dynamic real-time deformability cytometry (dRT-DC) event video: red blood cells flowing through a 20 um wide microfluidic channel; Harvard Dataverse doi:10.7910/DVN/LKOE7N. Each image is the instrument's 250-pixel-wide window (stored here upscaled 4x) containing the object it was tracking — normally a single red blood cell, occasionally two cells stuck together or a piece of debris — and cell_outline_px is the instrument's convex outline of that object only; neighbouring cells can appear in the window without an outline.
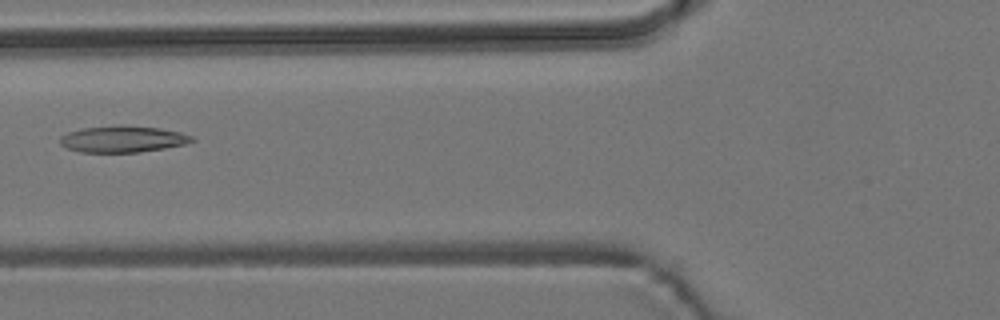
{"species": "common noctule bat (a hibernating species)", "species_latin": "Nyctalus noctula", "temperature_condition": "room temperature", "stored_images_in_passage": 5, "camera_frame_rate_fps": 3000, "um_per_image_px": 0.085, "animal": {"sex": "male", "body_mass_g": 19.2, "forearm_length_mm": 51.8}, "frame": {"image": 1, "passage_image": 4, "time_ms": 3.333, "image_size_px": [1000, 320], "cell_outline_px": [[196, 140], [184, 144], [164, 148], [140, 152], [80, 152], [68, 148], [60, 144], [60, 136], [68, 132], [84, 128], [120, 124], [160, 128], [180, 132], [192, 136]], "centroid_in_image_um": [10.43, 11.81], "position_along_channel_um": 115.4, "area_um2": 20.4}}
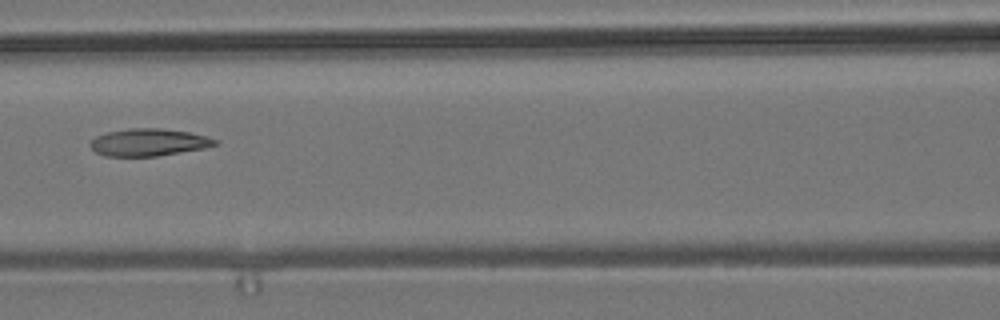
{"frame": {"image": 2, "passage_image": 5, "time_ms": 4.333, "image_size_px": [1000, 320], "cell_outline_px": [[220, 144], [204, 148], [156, 156], [104, 156], [96, 152], [88, 144], [96, 136], [108, 132], [128, 128], [160, 128], [188, 132], [220, 140]], "centroid_in_image_um": [12.64, 12.09], "position_along_channel_um": 154.0, "area_um2": 19.83}}